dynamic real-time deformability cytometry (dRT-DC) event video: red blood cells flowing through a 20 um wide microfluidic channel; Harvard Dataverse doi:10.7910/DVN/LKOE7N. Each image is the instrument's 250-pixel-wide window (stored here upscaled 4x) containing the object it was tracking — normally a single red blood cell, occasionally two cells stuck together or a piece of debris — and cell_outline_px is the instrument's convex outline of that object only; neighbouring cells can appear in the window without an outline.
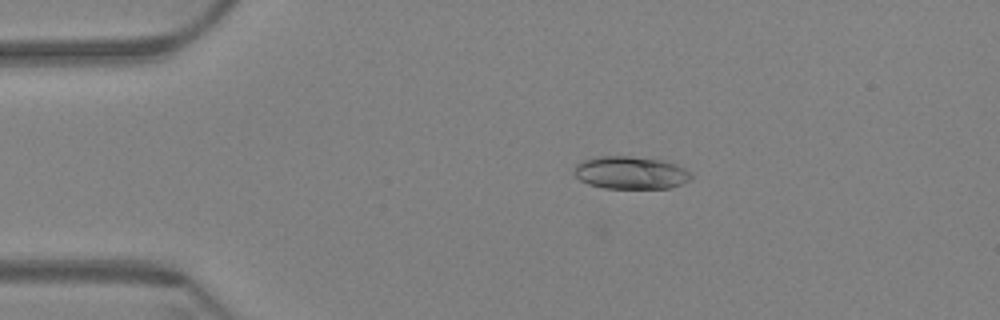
{"species": "Egyptian fruit bat (a non-hibernating species)", "species_latin": "Rousettus aegyptiacus", "temperature_condition": "warm", "stored_images_in_passage": 62, "camera_frame_rate_fps": 3000, "um_per_image_px": 0.085, "animal": {"sex": "female"}, "frame": {"image": 1, "passage_image": 13, "time_ms": 4.0, "image_size_px": [1000, 320], "cell_outline_px": [[692, 176], [688, 180], [680, 184], [668, 188], [604, 188], [588, 184], [580, 180], [572, 172], [576, 164], [580, 160], [596, 156], [632, 156], [660, 160], [684, 168], [692, 172]], "centroid_in_image_um": [53.53, 14.67], "position_along_channel_um": 31.5, "area_um2": 22.31}}
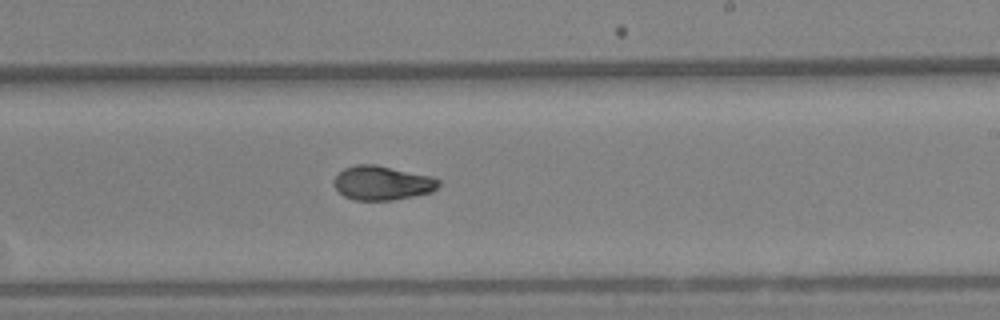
{"frame": {"image": 2, "passage_image": 38, "time_ms": 12.333, "image_size_px": [1000, 320], "cell_outline_px": [[440, 184], [432, 192], [392, 200], [356, 200], [344, 196], [336, 188], [336, 176], [344, 168], [356, 164], [376, 164], [432, 176], [440, 180]], "centroid_in_image_um": [32.53, 15.54], "position_along_channel_um": 256.5, "area_um2": 20.69}}
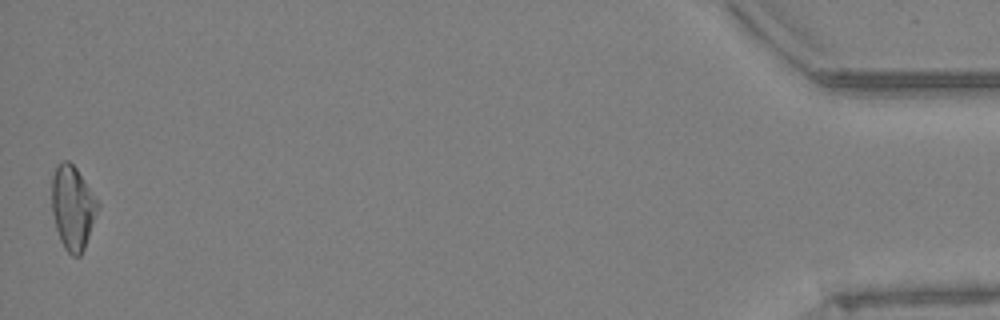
{"frame": {"image": 3, "passage_image": 62, "time_ms": 20.333, "image_size_px": [1000, 320], "cell_outline_px": [[100, 204], [84, 248], [80, 256], [72, 256], [64, 248], [60, 240], [56, 228], [52, 212], [52, 176], [56, 168], [64, 160], [68, 160], [76, 168]], "centroid_in_image_um": [6.17, 17.66], "position_along_channel_um": 429.0, "area_um2": 22.14}, "authors_computed_cell_mechanics": {"area_um2": 21.1548, "velocity_mm_per_s": 3.331, "shape_relaxation_time_tau1_ms": 9.5326, "shape_relaxation_time_tau2_ms": 3.1988, "deformation_change_tau1": 0.2386, "deformation_change_tau2": 0.0667}}